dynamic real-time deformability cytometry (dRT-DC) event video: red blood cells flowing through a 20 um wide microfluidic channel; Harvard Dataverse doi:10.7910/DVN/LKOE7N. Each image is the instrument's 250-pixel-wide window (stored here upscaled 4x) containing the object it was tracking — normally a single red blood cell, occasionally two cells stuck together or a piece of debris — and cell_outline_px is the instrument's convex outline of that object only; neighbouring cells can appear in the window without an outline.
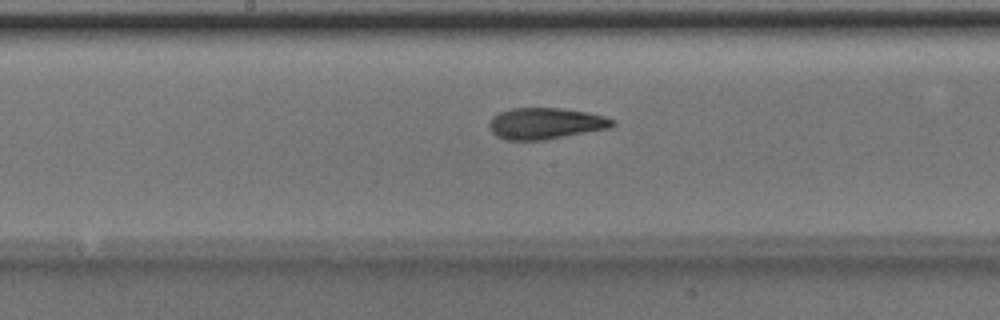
{"species": "Egyptian fruit bat (a non-hibernating species)", "species_latin": "Rousettus aegyptiacus", "temperature_condition": "room temperature", "stored_images_in_passage": 50, "camera_frame_rate_fps": 3000, "um_per_image_px": 0.085, "animal": {"sex": "male"}, "frame": {"image": 1, "passage_image": 26, "time_ms": 8.333, "image_size_px": [1000, 320], "cell_outline_px": [[616, 124], [608, 128], [544, 140], [504, 140], [496, 136], [488, 128], [488, 124], [492, 116], [500, 112], [512, 108], [560, 108], [588, 112], [604, 116], [616, 120]], "centroid_in_image_um": [46.34, 10.49], "position_along_channel_um": 201.9, "area_um2": 22.6}}
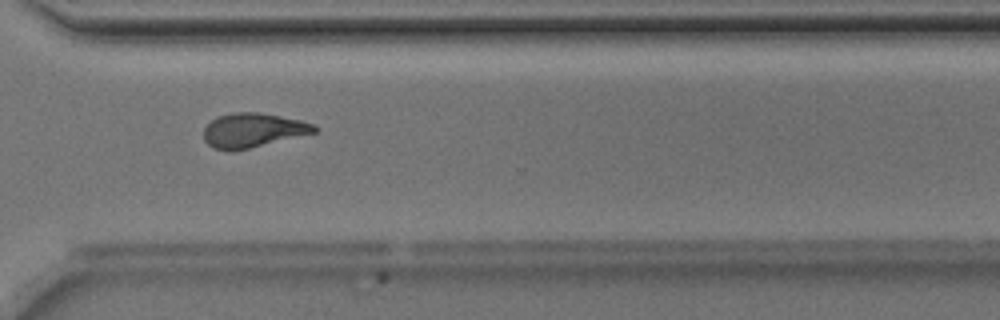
{"frame": {"image": 2, "passage_image": 37, "time_ms": 12.0, "image_size_px": [1000, 320], "cell_outline_px": [[320, 128], [316, 132], [232, 152], [216, 148], [208, 144], [204, 140], [204, 128], [212, 120], [220, 116], [232, 112], [260, 112], [300, 120], [316, 124]], "centroid_in_image_um": [21.52, 11.07], "position_along_channel_um": 349.1, "area_um2": 22.02}}
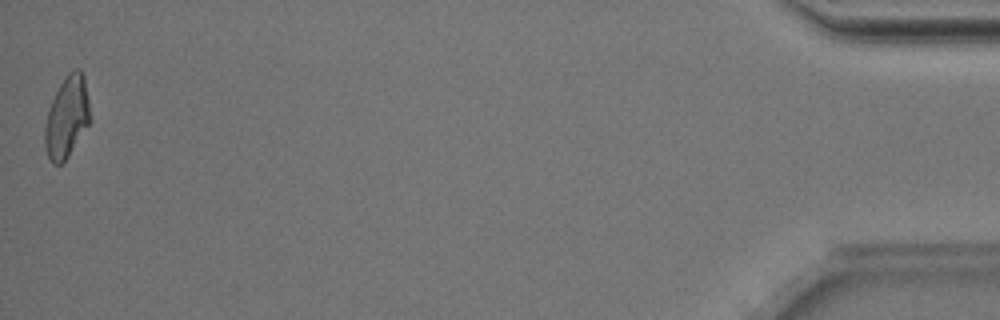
{"frame": {"image": 3, "passage_image": 50, "time_ms": 16.333, "image_size_px": [1000, 320], "cell_outline_px": [[92, 120], [68, 156], [60, 164], [52, 164], [48, 156], [44, 144], [44, 128], [48, 112], [52, 100], [60, 84], [68, 72], [76, 68], [80, 68], [84, 76]], "centroid_in_image_um": [5.7, 9.94], "position_along_channel_um": 429.5, "area_um2": 21.5}, "authors_computed_cell_mechanics": {"area_um2": 21.9929, "velocity_mm_per_s": 4.0285, "shape_relaxation_time_tau1_ms": 6.3202, "shape_relaxation_time_tau2_ms": 2.0422, "deformation_change_tau1": 0.2009, "deformation_change_tau2": 0.0967}}